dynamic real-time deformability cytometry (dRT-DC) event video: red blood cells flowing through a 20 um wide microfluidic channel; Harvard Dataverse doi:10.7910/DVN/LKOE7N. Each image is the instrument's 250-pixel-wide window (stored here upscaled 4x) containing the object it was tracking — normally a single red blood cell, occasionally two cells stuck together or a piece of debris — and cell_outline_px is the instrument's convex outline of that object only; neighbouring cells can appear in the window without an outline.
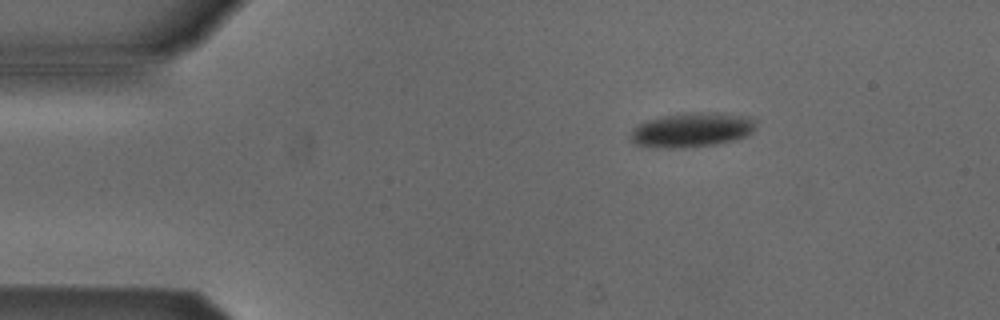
{"species": "Egyptian fruit bat (a non-hibernating species)", "species_latin": "Rousettus aegyptiacus", "temperature_condition": "cold", "stored_images_in_passage": 6, "camera_frame_rate_fps": 3000, "um_per_image_px": 0.085, "animal": {"sex": "male"}, "frame": {"image": 1, "passage_image": 6, "time_ms": 6.0, "image_size_px": [1000, 320], "cell_outline_px": [[756, 128], [748, 136], [716, 144], [684, 148], [656, 148], [636, 144], [632, 140], [632, 128], [648, 120], [664, 116], [692, 112], [716, 112], [748, 116], [756, 120]], "centroid_in_image_um": [58.86, 11.04], "position_along_channel_um": 26.1, "area_um2": 25.26}}